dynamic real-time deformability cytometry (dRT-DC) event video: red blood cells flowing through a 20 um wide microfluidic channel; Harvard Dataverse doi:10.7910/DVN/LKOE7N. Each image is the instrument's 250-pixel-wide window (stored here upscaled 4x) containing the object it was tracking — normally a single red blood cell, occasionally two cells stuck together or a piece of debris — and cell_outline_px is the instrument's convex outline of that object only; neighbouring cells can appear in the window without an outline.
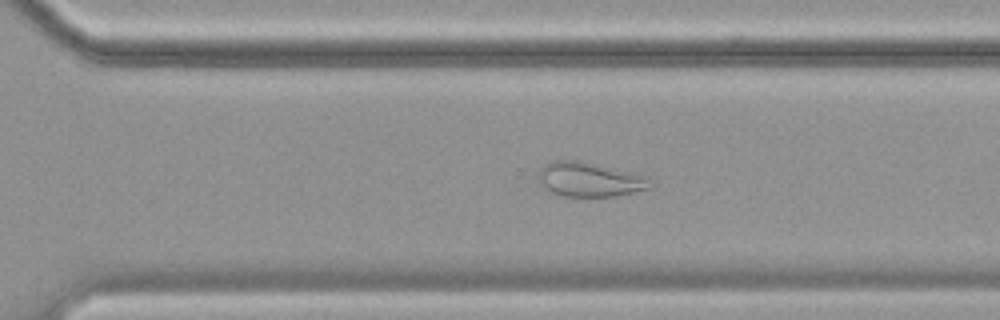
{"species": "common noctule bat (a hibernating species)", "species_latin": "Nyctalus noctula", "temperature_condition": "cold", "stored_images_in_passage": 51, "camera_frame_rate_fps": 3000, "um_per_image_px": 0.085, "animal": {"sex": "female", "body_mass_g": 19.9}, "frame": {"image": 1, "passage_image": 33, "time_ms": 10.667, "image_size_px": [1000, 320], "cell_outline_px": [[652, 188], [616, 196], [556, 196], [540, 180], [540, 168], [544, 164], [552, 160], [584, 160], [648, 176], [652, 184]], "centroid_in_image_um": [50.18, 15.24], "position_along_channel_um": 320.4, "area_um2": 22.6}}
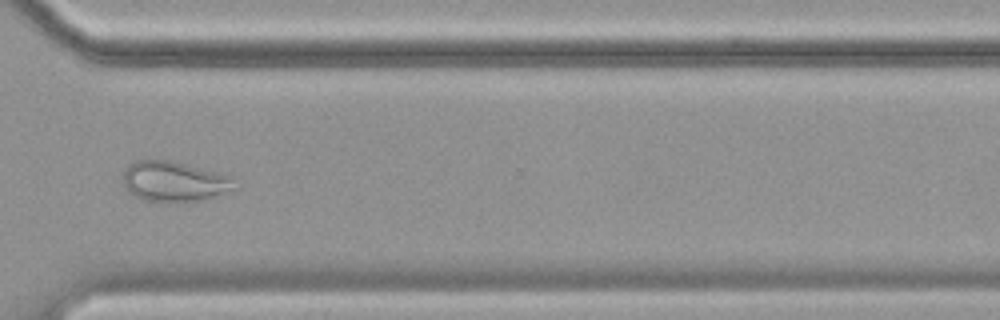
{"frame": {"image": 2, "passage_image": 36, "time_ms": 11.667, "image_size_px": [1000, 320], "cell_outline_px": [[240, 188], [204, 200], [172, 204], [144, 200], [128, 192], [124, 188], [124, 168], [128, 164], [144, 156], [172, 160], [188, 164], [232, 176], [236, 180]], "centroid_in_image_um": [14.82, 15.41], "position_along_channel_um": 355.8, "area_um2": 27.69}}
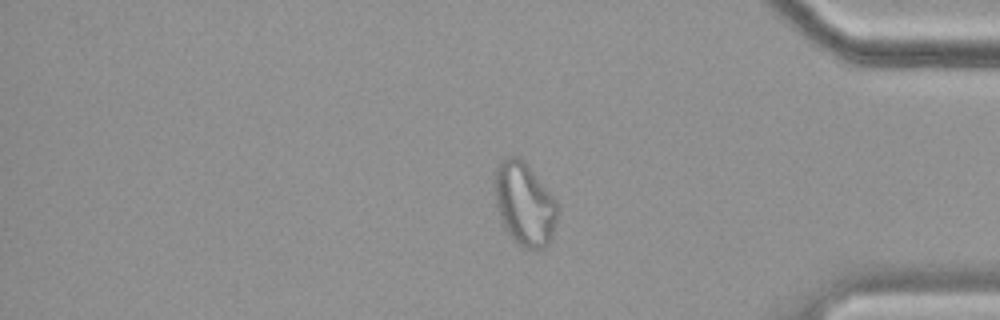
{"frame": {"image": 3, "passage_image": 41, "time_ms": 13.333, "image_size_px": [1000, 320], "cell_outline_px": [[556, 220], [552, 236], [548, 244], [544, 248], [524, 248], [512, 240], [504, 228], [500, 220], [496, 208], [496, 168], [508, 156], [520, 156], [524, 160], [556, 200]], "centroid_in_image_um": [44.57, 17.36], "position_along_channel_um": 390.6, "area_um2": 30.06}, "authors_computed_cell_mechanics": {"area_um2": 27.6862, "velocity_mm_per_s": 3.4592, "shape_relaxation_time_tau1_ms": null, "shape_relaxation_time_tau2_ms": 2.006, "deformation_change_tau1": null, "deformation_change_tau2": 0.0817}}